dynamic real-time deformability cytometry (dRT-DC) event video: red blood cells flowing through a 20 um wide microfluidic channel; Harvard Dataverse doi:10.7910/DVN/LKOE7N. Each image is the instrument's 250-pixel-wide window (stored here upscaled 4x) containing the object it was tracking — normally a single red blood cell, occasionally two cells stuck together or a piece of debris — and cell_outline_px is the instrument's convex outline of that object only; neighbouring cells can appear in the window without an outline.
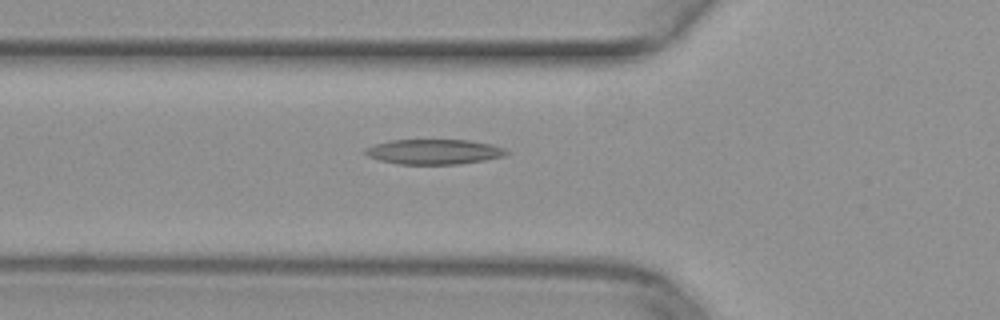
{"species": "common noctule bat (a hibernating species)", "species_latin": "Nyctalus noctula", "temperature_condition": "warm", "stored_images_in_passage": 33, "camera_frame_rate_fps": 3000, "um_per_image_px": 0.085, "animal": {"sex": "female", "body_mass_g": 29.2, "forearm_length_mm": 56.3}, "frame": {"image": 1, "passage_image": 7, "time_ms": 2.0, "image_size_px": [1000, 320], "cell_outline_px": [[508, 152], [504, 156], [484, 160], [460, 164], [400, 164], [380, 160], [368, 156], [364, 152], [364, 148], [376, 144], [392, 140], [468, 140], [492, 144], [504, 148]], "centroid_in_image_um": [36.89, 12.9], "position_along_channel_um": 88.9, "area_um2": 20.46}}
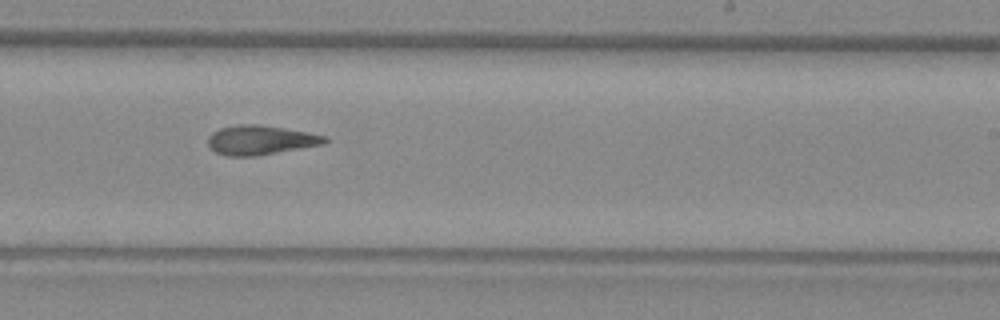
{"frame": {"image": 2, "passage_image": 20, "time_ms": 6.333, "image_size_px": [1000, 320], "cell_outline_px": [[328, 140], [324, 144], [256, 156], [228, 156], [216, 152], [208, 144], [208, 136], [212, 132], [220, 128], [236, 124], [260, 124], [308, 132], [328, 136]], "centroid_in_image_um": [22.15, 11.89], "position_along_channel_um": 266.9, "area_um2": 20.06}}
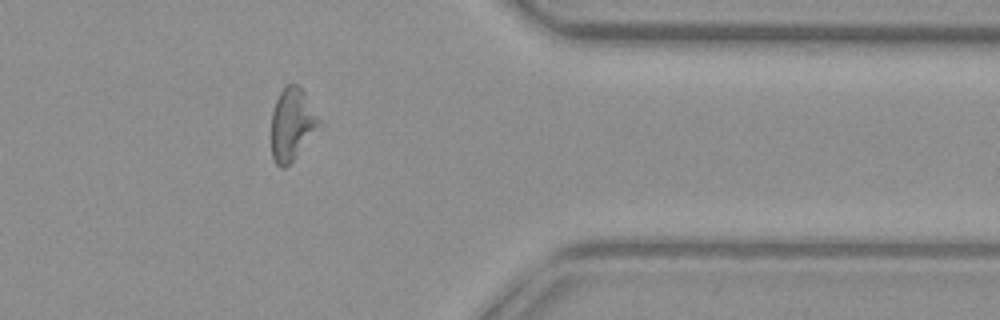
{"frame": {"image": 3, "passage_image": 30, "time_ms": 9.667, "image_size_px": [1000, 320], "cell_outline_px": [[324, 128], [284, 168], [280, 168], [276, 164], [272, 156], [272, 112], [276, 100], [280, 92], [288, 84], [296, 84], [304, 92], [324, 124]], "centroid_in_image_um": [24.9, 10.59], "position_along_channel_um": 386.5, "area_um2": 20.58}}